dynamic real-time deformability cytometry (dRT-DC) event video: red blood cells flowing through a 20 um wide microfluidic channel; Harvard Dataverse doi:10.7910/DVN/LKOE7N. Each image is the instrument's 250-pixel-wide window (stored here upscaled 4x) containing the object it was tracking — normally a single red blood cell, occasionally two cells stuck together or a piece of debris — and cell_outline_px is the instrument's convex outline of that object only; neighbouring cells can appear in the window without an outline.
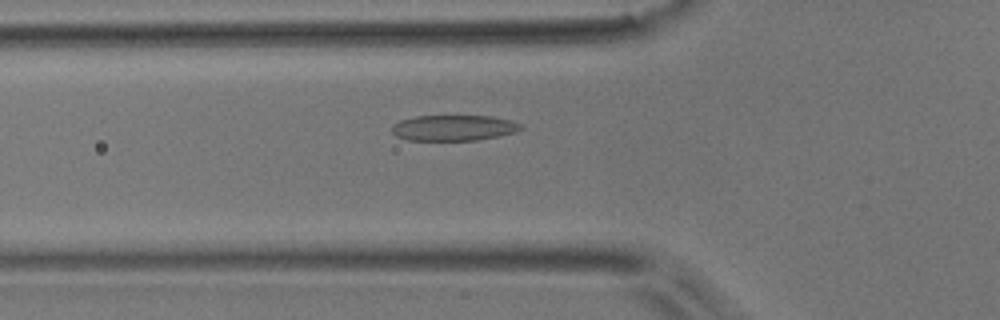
{"species": "common noctule bat (a hibernating species)", "species_latin": "Nyctalus noctula", "temperature_condition": "room temperature", "stored_images_in_passage": 11, "camera_frame_rate_fps": 3000, "um_per_image_px": 0.085, "animal": {"sex": "male", "body_mass_g": 17.9}, "frame": {"image": 1, "passage_image": 9, "time_ms": 2.667, "image_size_px": [1000, 320], "cell_outline_px": [[524, 128], [516, 132], [500, 136], [476, 140], [408, 140], [396, 136], [392, 132], [392, 124], [400, 120], [416, 116], [488, 116], [512, 120], [520, 124]], "centroid_in_image_um": [38.57, 10.87], "position_along_channel_um": 87.2, "area_um2": 19.36}}